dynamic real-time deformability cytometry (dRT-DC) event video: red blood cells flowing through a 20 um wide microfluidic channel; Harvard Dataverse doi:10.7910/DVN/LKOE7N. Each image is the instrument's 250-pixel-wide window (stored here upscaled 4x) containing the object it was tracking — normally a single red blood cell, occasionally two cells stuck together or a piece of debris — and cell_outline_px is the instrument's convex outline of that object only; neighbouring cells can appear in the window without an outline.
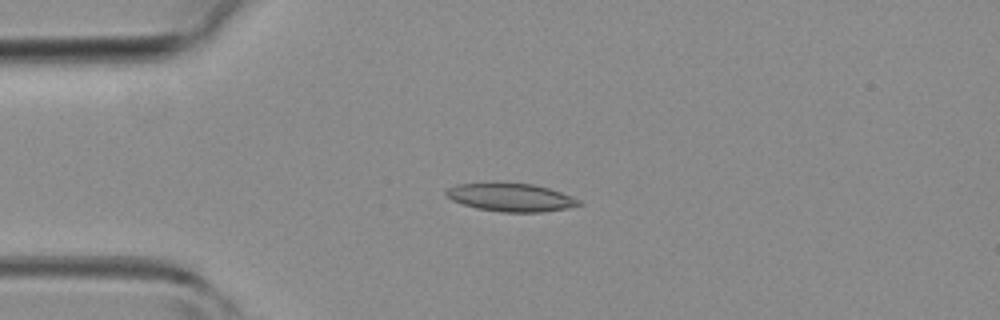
{"species": "common noctule bat (a hibernating species)", "species_latin": "Nyctalus noctula", "temperature_condition": "room temperature", "stored_images_in_passage": 4, "camera_frame_rate_fps": 3000, "um_per_image_px": 0.085, "animal": {"sex": "female", "body_mass_g": 19.3, "forearm_length_mm": 54.1}, "frame": {"image": 1, "passage_image": 3, "time_ms": 3.333, "image_size_px": [1000, 320], "cell_outline_px": [[584, 204], [544, 212], [500, 212], [476, 208], [452, 200], [444, 196], [444, 192], [448, 188], [456, 184], [532, 184], [548, 188], [572, 196], [580, 200]], "centroid_in_image_um": [43.41, 16.8], "position_along_channel_um": 41.6, "area_um2": 21.39}}